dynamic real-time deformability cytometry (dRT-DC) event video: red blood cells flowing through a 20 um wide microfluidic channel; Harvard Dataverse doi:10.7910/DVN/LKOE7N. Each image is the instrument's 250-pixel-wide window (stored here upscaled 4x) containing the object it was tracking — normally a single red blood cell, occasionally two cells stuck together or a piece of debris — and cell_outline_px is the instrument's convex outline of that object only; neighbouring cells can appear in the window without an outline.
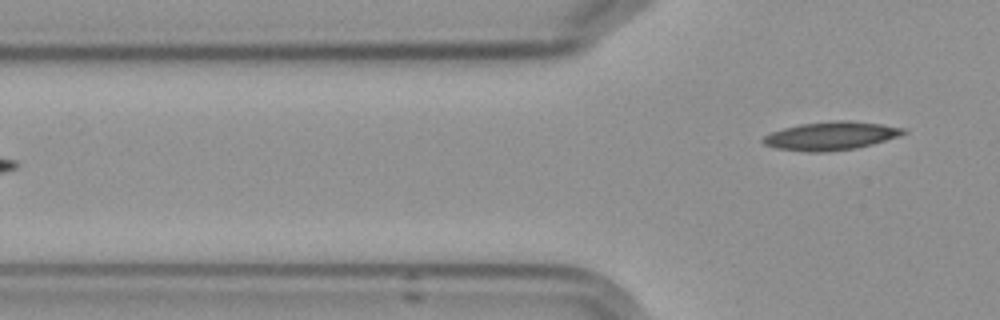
{"species": "Egyptian fruit bat (a non-hibernating species)", "species_latin": "Rousettus aegyptiacus", "temperature_condition": "cold", "stored_images_in_passage": 7, "camera_frame_rate_fps": 3000, "um_per_image_px": 0.085, "frame": {"image": 1, "passage_image": 7, "time_ms": 8.0, "image_size_px": [1000, 320], "cell_outline_px": [[908, 132], [900, 136], [872, 144], [856, 148], [828, 152], [808, 152], [776, 148], [764, 144], [760, 140], [764, 136], [772, 132], [784, 128], [800, 124], [832, 120], [848, 120], [880, 124], [904, 128]], "centroid_in_image_um": [70.63, 11.55], "position_along_channel_um": 55.2, "area_um2": 23.24}}